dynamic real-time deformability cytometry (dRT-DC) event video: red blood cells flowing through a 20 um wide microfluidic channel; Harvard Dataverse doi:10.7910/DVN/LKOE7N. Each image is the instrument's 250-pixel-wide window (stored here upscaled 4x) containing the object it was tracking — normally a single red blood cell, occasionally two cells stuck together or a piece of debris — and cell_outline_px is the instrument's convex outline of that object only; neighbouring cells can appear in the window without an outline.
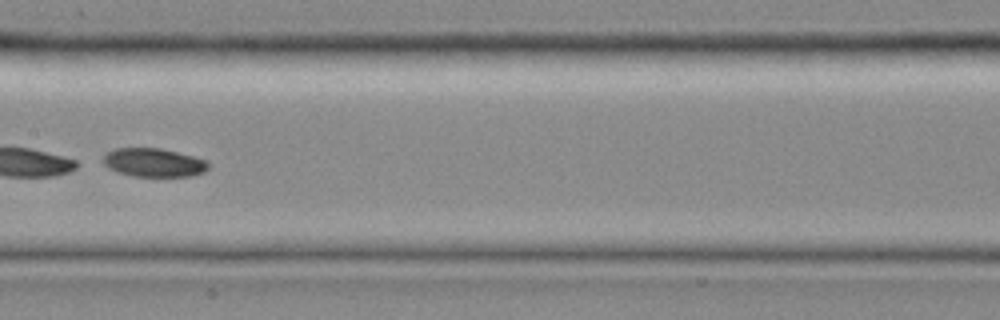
{"species": "common noctule bat (a hibernating species)", "species_latin": "Nyctalus noctula", "temperature_condition": "room temperature", "stored_images_in_passage": 36, "camera_frame_rate_fps": 3000, "um_per_image_px": 0.085, "animal": {"sex": "female", "body_mass_g": 19.0, "forearm_length_mm": 51.5}, "frame": {"image": 1, "passage_image": 16, "time_ms": 5.0, "image_size_px": [1000, 320], "cell_outline_px": [[208, 168], [204, 172], [188, 176], [132, 176], [116, 172], [108, 168], [104, 164], [104, 156], [108, 152], [116, 148], [160, 148], [208, 160]], "centroid_in_image_um": [13.06, 13.82], "position_along_channel_um": 194.3, "area_um2": 17.4}}